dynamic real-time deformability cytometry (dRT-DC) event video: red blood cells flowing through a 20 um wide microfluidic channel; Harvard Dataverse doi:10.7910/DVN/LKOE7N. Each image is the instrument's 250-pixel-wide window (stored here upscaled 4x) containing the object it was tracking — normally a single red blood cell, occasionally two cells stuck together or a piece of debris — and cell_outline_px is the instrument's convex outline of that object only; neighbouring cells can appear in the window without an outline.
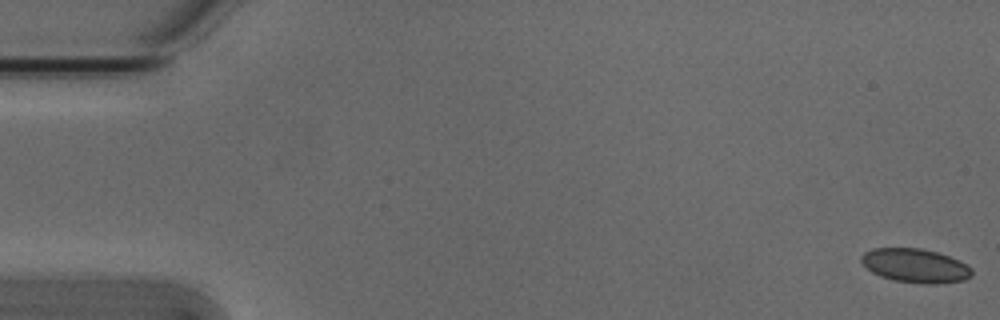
{"species": "Egyptian fruit bat (a non-hibernating species)", "species_latin": "Rousettus aegyptiacus", "temperature_condition": "cold", "stored_images_in_passage": 31, "camera_frame_rate_fps": 3000, "um_per_image_px": 0.085, "animal": {"sex": "male"}, "frame": {"image": 1, "passage_image": 1, "time_ms": 0.0, "image_size_px": [1000, 320], "cell_outline_px": [[972, 276], [964, 280], [936, 284], [924, 284], [892, 280], [880, 276], [872, 272], [860, 260], [860, 256], [864, 252], [872, 248], [920, 248], [936, 252], [960, 260], [972, 268]], "centroid_in_image_um": [77.8, 22.58], "position_along_channel_um": 7.2, "area_um2": 21.96}}
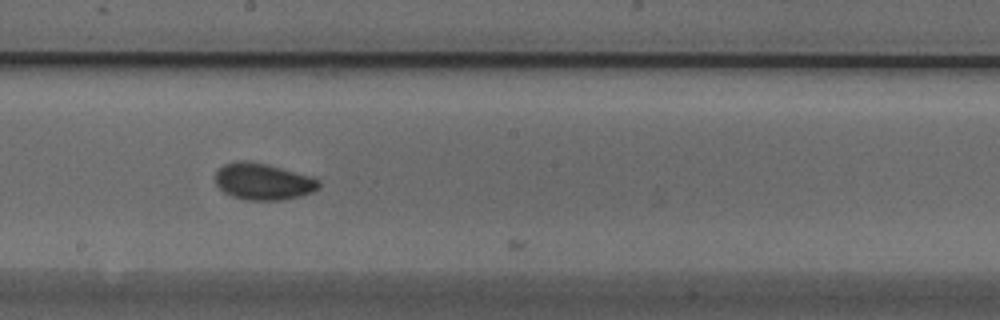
{"frame": {"image": 2, "passage_image": 30, "time_ms": 9.667, "image_size_px": [1000, 320], "cell_outline_px": [[320, 188], [312, 192], [300, 196], [284, 200], [248, 200], [232, 196], [224, 192], [216, 184], [216, 172], [224, 164], [236, 160], [248, 160], [280, 168], [308, 176], [320, 180]], "centroid_in_image_um": [22.35, 15.44], "position_along_channel_um": 225.8, "area_um2": 21.91}}